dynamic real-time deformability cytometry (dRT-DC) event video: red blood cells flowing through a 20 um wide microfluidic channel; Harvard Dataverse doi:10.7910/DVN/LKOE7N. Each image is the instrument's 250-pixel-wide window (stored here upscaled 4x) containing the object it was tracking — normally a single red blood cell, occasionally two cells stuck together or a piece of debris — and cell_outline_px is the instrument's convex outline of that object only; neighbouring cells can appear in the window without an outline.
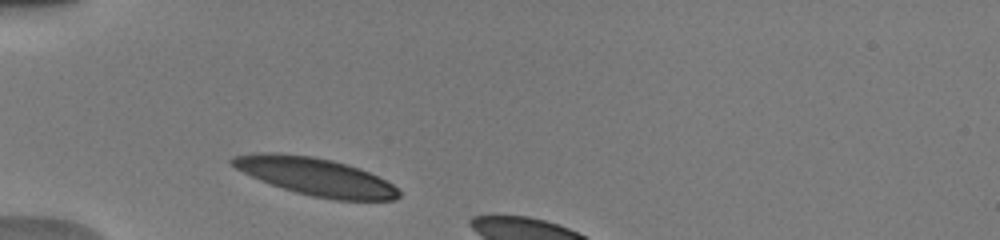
{"species": "human", "species_latin": "Homo sapiens", "temperature_condition": "warm", "stored_images_in_passage": 3, "camera_frame_rate_fps": 3000, "um_per_image_px": 0.085, "donor": {"sex": "male"}, "frame": {"image": 1, "passage_image": 1, "time_ms": 0.0, "image_size_px": [1000, 240], "cell_outline_px": [[400, 196], [396, 200], [332, 200], [312, 196], [296, 192], [260, 180], [236, 168], [228, 160], [232, 156], [256, 152], [276, 152], [312, 156], [332, 160], [348, 164], [360, 168], [392, 184], [400, 192]], "centroid_in_image_um": [26.81, 15.0], "position_along_channel_um": 58.2, "area_um2": 36.47}}